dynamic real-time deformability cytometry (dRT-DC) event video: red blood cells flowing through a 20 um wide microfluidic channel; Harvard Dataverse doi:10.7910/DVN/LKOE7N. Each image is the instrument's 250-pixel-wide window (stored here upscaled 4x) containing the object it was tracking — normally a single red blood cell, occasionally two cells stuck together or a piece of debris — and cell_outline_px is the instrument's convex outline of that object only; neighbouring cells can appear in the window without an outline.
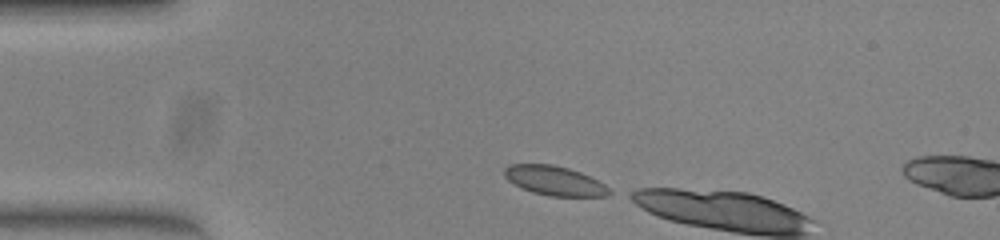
{"species": "common noctule bat (a hibernating species)", "species_latin": "Nyctalus noctula", "temperature_condition": "warm", "stored_images_in_passage": 3, "camera_frame_rate_fps": 3000, "um_per_image_px": 0.085, "animal": {"sex": "female", "body_mass_g": 23.0, "forearm_length_mm": 53.4}, "frame": {"image": 1, "passage_image": 1, "time_ms": 0.0, "image_size_px": [1000, 240], "cell_outline_px": [[616, 192], [608, 196], [548, 196], [532, 192], [508, 180], [504, 176], [504, 168], [508, 164], [552, 164], [568, 168], [580, 172], [604, 184]], "centroid_in_image_um": [47.17, 15.36], "position_along_channel_um": 37.8, "area_um2": 17.98}}